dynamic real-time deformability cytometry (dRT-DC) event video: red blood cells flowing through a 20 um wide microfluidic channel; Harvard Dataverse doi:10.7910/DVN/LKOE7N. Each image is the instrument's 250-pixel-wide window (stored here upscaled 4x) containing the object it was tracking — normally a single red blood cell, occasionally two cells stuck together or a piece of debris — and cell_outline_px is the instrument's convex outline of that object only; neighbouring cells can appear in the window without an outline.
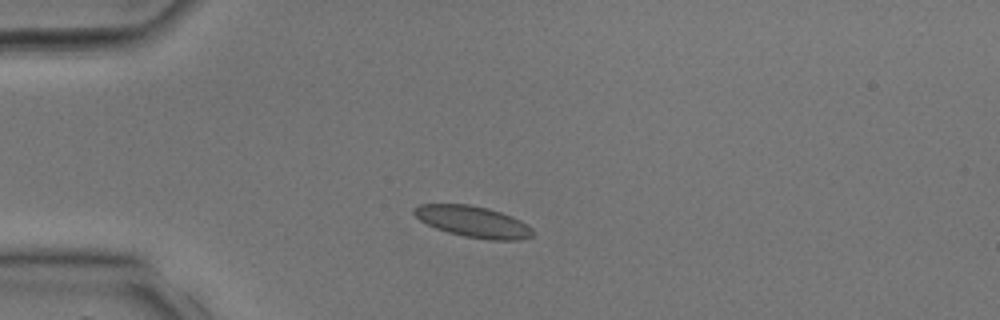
{"species": "common noctule bat (a hibernating species)", "species_latin": "Nyctalus noctula", "temperature_condition": "room temperature", "stored_images_in_passage": 30, "camera_frame_rate_fps": 3000, "um_per_image_px": 0.085, "animal": {"sex": "male", "body_mass_g": 17.9, "forearm_length_mm": 54.2}, "frame": {"image": 1, "passage_image": 5, "time_ms": 1.333, "image_size_px": [1000, 320], "cell_outline_px": [[532, 236], [520, 240], [488, 240], [464, 236], [448, 232], [436, 228], [420, 220], [412, 212], [412, 208], [420, 204], [468, 204], [488, 208], [512, 216], [528, 224], [532, 228]], "centroid_in_image_um": [40.22, 18.84], "position_along_channel_um": 44.8, "area_um2": 21.62}}
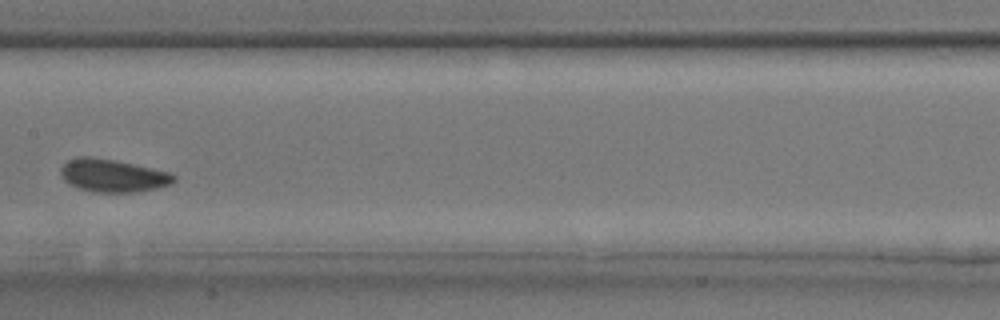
{"frame": {"image": 2, "passage_image": 14, "time_ms": 4.333, "image_size_px": [1000, 320], "cell_outline_px": [[176, 180], [168, 184], [156, 188], [136, 192], [96, 192], [80, 188], [64, 180], [60, 172], [60, 168], [68, 160], [80, 156], [88, 156], [116, 160], [168, 172], [176, 176]], "centroid_in_image_um": [9.57, 14.91], "position_along_channel_um": 197.8, "area_um2": 21.33}}
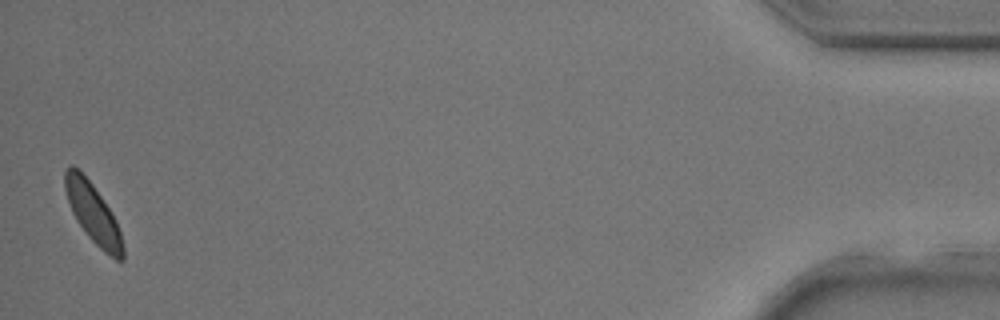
{"frame": {"image": 3, "passage_image": 30, "time_ms": 9.667, "image_size_px": [1000, 320], "cell_outline_px": [[124, 260], [120, 264], [104, 252], [88, 236], [76, 220], [72, 212], [64, 188], [64, 172], [72, 164], [92, 184], [116, 220], [120, 232], [124, 248]], "centroid_in_image_um": [7.93, 18.2], "position_along_channel_um": 427.3, "area_um2": 19.83}}